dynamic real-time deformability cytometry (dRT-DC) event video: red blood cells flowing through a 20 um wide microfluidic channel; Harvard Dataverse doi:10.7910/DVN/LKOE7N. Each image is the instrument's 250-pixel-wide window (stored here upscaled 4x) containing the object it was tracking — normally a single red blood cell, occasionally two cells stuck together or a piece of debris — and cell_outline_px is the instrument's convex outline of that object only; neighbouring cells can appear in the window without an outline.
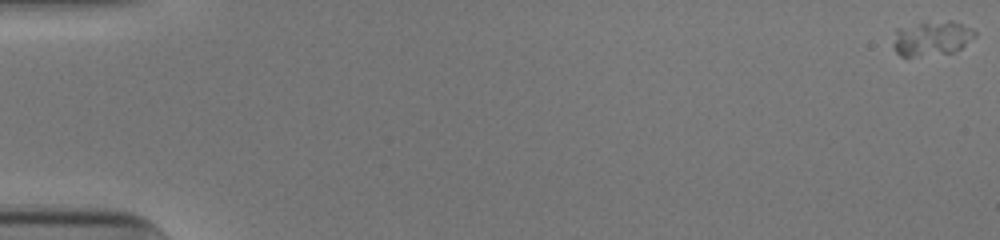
{"species": "human", "species_latin": "Homo sapiens", "temperature_condition": "cold", "stored_images_in_passage": 54, "camera_frame_rate_fps": 3000, "um_per_image_px": 0.085, "donor": {"sex": "male"}, "frame": {"image": 1, "passage_image": 1, "time_ms": 0.0, "image_size_px": [1000, 240], "cell_outline_px": [[976, 36], [960, 48], [952, 52], [912, 56], [900, 56], [892, 48], [892, 44], [896, 28], [920, 24], [948, 20], [952, 20], [972, 28], [976, 32]], "centroid_in_image_um": [79.19, 3.25], "position_along_channel_um": 5.8, "area_um2": 16.3}}
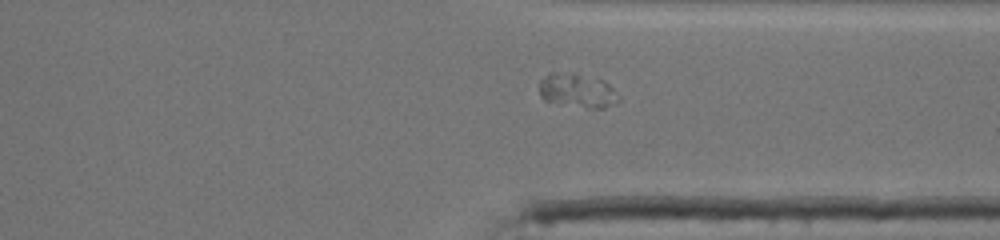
{"frame": {"image": 2, "passage_image": 42, "time_ms": 13.667, "image_size_px": [1000, 240], "cell_outline_px": [[620, 100], [616, 104], [604, 108], [588, 108], [544, 100], [540, 96], [540, 80], [548, 72], [576, 72], [604, 80], [620, 96]], "centroid_in_image_um": [49.09, 7.67], "position_along_channel_um": 362.3, "area_um2": 16.01}}
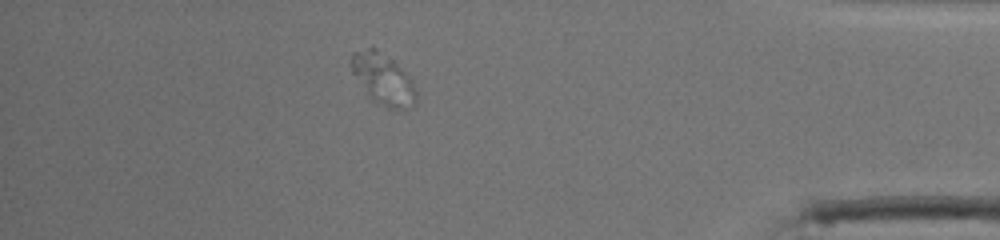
{"frame": {"image": 3, "passage_image": 48, "time_ms": 15.667, "image_size_px": [1000, 240], "cell_outline_px": [[416, 104], [400, 112], [388, 108], [372, 100], [368, 96], [352, 72], [348, 60], [352, 52], [372, 44], [392, 60], [408, 76], [416, 92]], "centroid_in_image_um": [32.51, 6.71], "position_along_channel_um": 402.7, "area_um2": 19.71}}